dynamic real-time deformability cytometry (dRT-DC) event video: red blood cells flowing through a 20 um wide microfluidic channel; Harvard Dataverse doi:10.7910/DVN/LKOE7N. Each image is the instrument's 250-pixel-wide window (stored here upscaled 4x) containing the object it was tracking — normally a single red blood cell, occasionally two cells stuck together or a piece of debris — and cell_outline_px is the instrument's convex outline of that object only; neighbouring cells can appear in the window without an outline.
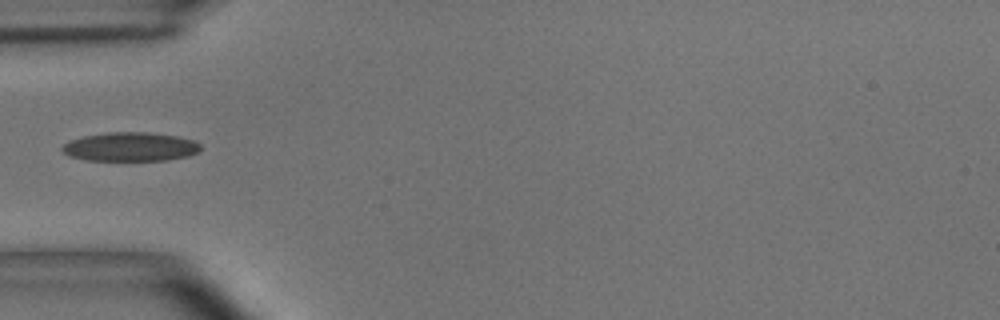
{"species": "common noctule bat (a hibernating species)", "species_latin": "Nyctalus noctula", "temperature_condition": "room temperature", "stored_images_in_passage": 3, "camera_frame_rate_fps": 3000, "um_per_image_px": 0.085, "animal": {"sex": "male", "body_mass_g": 15.6}, "frame": {"image": 1, "passage_image": 2, "time_ms": 0.333, "image_size_px": [1000, 320], "cell_outline_px": [[200, 152], [188, 156], [168, 160], [88, 160], [68, 156], [60, 148], [68, 140], [84, 136], [108, 132], [148, 132], [176, 136], [192, 140], [200, 144]], "centroid_in_image_um": [11.07, 12.47], "position_along_channel_um": 73.9, "area_um2": 23.35}}
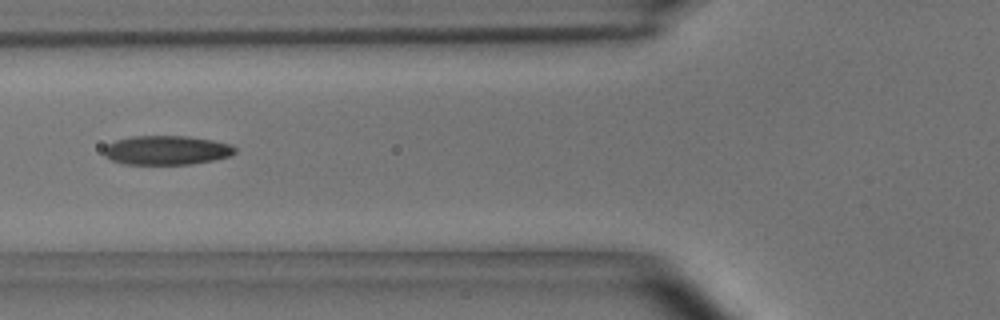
{"frame": {"image": 2, "passage_image": 3, "time_ms": 0.667, "image_size_px": [1000, 320], "cell_outline_px": [[236, 152], [232, 156], [192, 164], [124, 164], [112, 160], [104, 156], [104, 148], [108, 144], [116, 140], [128, 136], [188, 136], [212, 140], [228, 144], [236, 148]], "centroid_in_image_um": [14.15, 12.77], "position_along_channel_um": 111.7, "area_um2": 22.31}}